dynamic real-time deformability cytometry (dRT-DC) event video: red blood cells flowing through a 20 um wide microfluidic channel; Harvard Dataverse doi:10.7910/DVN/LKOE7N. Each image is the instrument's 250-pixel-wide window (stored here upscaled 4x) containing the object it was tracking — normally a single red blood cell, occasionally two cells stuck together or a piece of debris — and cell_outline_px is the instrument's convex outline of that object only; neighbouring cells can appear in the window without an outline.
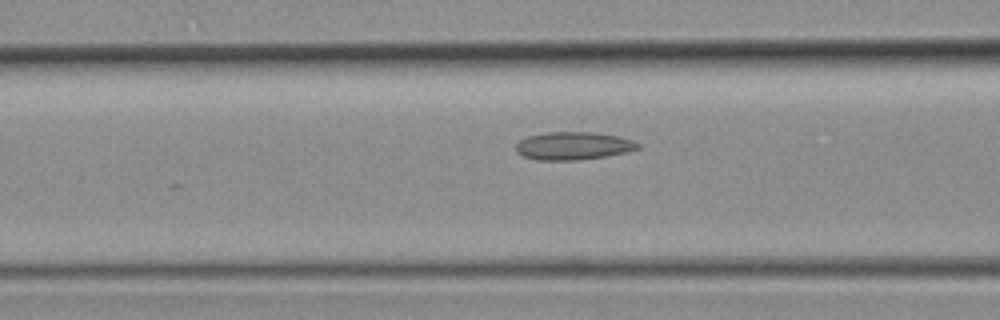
{"species": "common noctule bat (a hibernating species)", "species_latin": "Nyctalus noctula", "temperature_condition": "room temperature", "stored_images_in_passage": 3, "camera_frame_rate_fps": 3000, "um_per_image_px": 0.085, "animal": {"sex": "female", "body_mass_g": 19.3, "forearm_length_mm": 54.1}, "frame": {"image": 1, "passage_image": 3, "time_ms": 0.667, "image_size_px": [1000, 320], "cell_outline_px": [[640, 148], [624, 152], [604, 156], [580, 160], [536, 160], [524, 156], [516, 152], [516, 144], [520, 140], [528, 136], [548, 132], [592, 132], [616, 136], [632, 140], [640, 144]], "centroid_in_image_um": [48.7, 12.4], "position_along_channel_um": 117.9, "area_um2": 19.65}}